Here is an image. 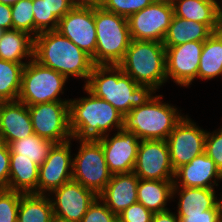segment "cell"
I'll list each match as a JSON object with an SVG mask.
<instances>
[{"label":"cell","instance_id":"6da1fadb","mask_svg":"<svg viewBox=\"0 0 222 222\" xmlns=\"http://www.w3.org/2000/svg\"><path fill=\"white\" fill-rule=\"evenodd\" d=\"M84 87L109 102L123 116L156 93L151 86L136 83L119 65H95Z\"/></svg>","mask_w":222,"mask_h":222},{"label":"cell","instance_id":"7a4b0ae2","mask_svg":"<svg viewBox=\"0 0 222 222\" xmlns=\"http://www.w3.org/2000/svg\"><path fill=\"white\" fill-rule=\"evenodd\" d=\"M33 59L67 79H87L95 66L92 57L57 30L39 33L34 38Z\"/></svg>","mask_w":222,"mask_h":222},{"label":"cell","instance_id":"3957f363","mask_svg":"<svg viewBox=\"0 0 222 222\" xmlns=\"http://www.w3.org/2000/svg\"><path fill=\"white\" fill-rule=\"evenodd\" d=\"M83 88L88 96L69 99V129L72 139L98 140L110 134L112 129L121 130L123 115L109 102Z\"/></svg>","mask_w":222,"mask_h":222},{"label":"cell","instance_id":"277c9868","mask_svg":"<svg viewBox=\"0 0 222 222\" xmlns=\"http://www.w3.org/2000/svg\"><path fill=\"white\" fill-rule=\"evenodd\" d=\"M162 95H154L142 106L134 107L123 116L122 129L140 140H166L184 117L173 105L162 103Z\"/></svg>","mask_w":222,"mask_h":222},{"label":"cell","instance_id":"5b68a950","mask_svg":"<svg viewBox=\"0 0 222 222\" xmlns=\"http://www.w3.org/2000/svg\"><path fill=\"white\" fill-rule=\"evenodd\" d=\"M119 66L136 83L156 91L167 82L166 49L162 42L132 39Z\"/></svg>","mask_w":222,"mask_h":222},{"label":"cell","instance_id":"8992f818","mask_svg":"<svg viewBox=\"0 0 222 222\" xmlns=\"http://www.w3.org/2000/svg\"><path fill=\"white\" fill-rule=\"evenodd\" d=\"M96 50L95 65H119L131 42L126 17L104 10L94 1Z\"/></svg>","mask_w":222,"mask_h":222},{"label":"cell","instance_id":"52a82bcc","mask_svg":"<svg viewBox=\"0 0 222 222\" xmlns=\"http://www.w3.org/2000/svg\"><path fill=\"white\" fill-rule=\"evenodd\" d=\"M67 78L57 71L30 60L24 67L18 100L27 106L53 101H69L58 97L64 92Z\"/></svg>","mask_w":222,"mask_h":222},{"label":"cell","instance_id":"ba28073f","mask_svg":"<svg viewBox=\"0 0 222 222\" xmlns=\"http://www.w3.org/2000/svg\"><path fill=\"white\" fill-rule=\"evenodd\" d=\"M72 162V180L99 195L112 177L101 144L97 140H80Z\"/></svg>","mask_w":222,"mask_h":222},{"label":"cell","instance_id":"9c48e42d","mask_svg":"<svg viewBox=\"0 0 222 222\" xmlns=\"http://www.w3.org/2000/svg\"><path fill=\"white\" fill-rule=\"evenodd\" d=\"M173 16L171 0H155L127 18L131 39L163 42Z\"/></svg>","mask_w":222,"mask_h":222},{"label":"cell","instance_id":"30bf717a","mask_svg":"<svg viewBox=\"0 0 222 222\" xmlns=\"http://www.w3.org/2000/svg\"><path fill=\"white\" fill-rule=\"evenodd\" d=\"M36 135L63 143L72 140L69 129V101H53L28 106Z\"/></svg>","mask_w":222,"mask_h":222},{"label":"cell","instance_id":"8fae6325","mask_svg":"<svg viewBox=\"0 0 222 222\" xmlns=\"http://www.w3.org/2000/svg\"><path fill=\"white\" fill-rule=\"evenodd\" d=\"M57 31L93 57L96 50L94 1H79L59 20Z\"/></svg>","mask_w":222,"mask_h":222},{"label":"cell","instance_id":"7c38bea8","mask_svg":"<svg viewBox=\"0 0 222 222\" xmlns=\"http://www.w3.org/2000/svg\"><path fill=\"white\" fill-rule=\"evenodd\" d=\"M206 133L188 115L177 123L166 139L174 171L205 152Z\"/></svg>","mask_w":222,"mask_h":222},{"label":"cell","instance_id":"4fadbf2b","mask_svg":"<svg viewBox=\"0 0 222 222\" xmlns=\"http://www.w3.org/2000/svg\"><path fill=\"white\" fill-rule=\"evenodd\" d=\"M133 173L139 179L174 180L166 140H141Z\"/></svg>","mask_w":222,"mask_h":222},{"label":"cell","instance_id":"5bb4252c","mask_svg":"<svg viewBox=\"0 0 222 222\" xmlns=\"http://www.w3.org/2000/svg\"><path fill=\"white\" fill-rule=\"evenodd\" d=\"M48 195H54L50 198L54 218L69 222H81L87 209L98 197L94 191L74 180L64 183Z\"/></svg>","mask_w":222,"mask_h":222},{"label":"cell","instance_id":"9a60e30c","mask_svg":"<svg viewBox=\"0 0 222 222\" xmlns=\"http://www.w3.org/2000/svg\"><path fill=\"white\" fill-rule=\"evenodd\" d=\"M71 140L55 143L45 161L39 166L38 194H50L72 180Z\"/></svg>","mask_w":222,"mask_h":222},{"label":"cell","instance_id":"2e32d148","mask_svg":"<svg viewBox=\"0 0 222 222\" xmlns=\"http://www.w3.org/2000/svg\"><path fill=\"white\" fill-rule=\"evenodd\" d=\"M166 76L179 86L188 87L197 78L203 42H187L165 46Z\"/></svg>","mask_w":222,"mask_h":222},{"label":"cell","instance_id":"e0dca14e","mask_svg":"<svg viewBox=\"0 0 222 222\" xmlns=\"http://www.w3.org/2000/svg\"><path fill=\"white\" fill-rule=\"evenodd\" d=\"M97 141L101 144L107 166L112 174L131 173L134 170L140 139L132 132L118 130Z\"/></svg>","mask_w":222,"mask_h":222},{"label":"cell","instance_id":"ac0fdd59","mask_svg":"<svg viewBox=\"0 0 222 222\" xmlns=\"http://www.w3.org/2000/svg\"><path fill=\"white\" fill-rule=\"evenodd\" d=\"M221 177L215 162L204 152L175 170L173 187L214 189Z\"/></svg>","mask_w":222,"mask_h":222},{"label":"cell","instance_id":"d6986e66","mask_svg":"<svg viewBox=\"0 0 222 222\" xmlns=\"http://www.w3.org/2000/svg\"><path fill=\"white\" fill-rule=\"evenodd\" d=\"M139 178L133 173L113 174L98 197L108 209L119 215L132 204L137 203Z\"/></svg>","mask_w":222,"mask_h":222},{"label":"cell","instance_id":"ffe728a7","mask_svg":"<svg viewBox=\"0 0 222 222\" xmlns=\"http://www.w3.org/2000/svg\"><path fill=\"white\" fill-rule=\"evenodd\" d=\"M32 134L28 106L19 100L6 101L0 114V140L8 145Z\"/></svg>","mask_w":222,"mask_h":222},{"label":"cell","instance_id":"44dd1931","mask_svg":"<svg viewBox=\"0 0 222 222\" xmlns=\"http://www.w3.org/2000/svg\"><path fill=\"white\" fill-rule=\"evenodd\" d=\"M216 191L210 188L173 187L172 197L179 196L177 216L203 214L217 206Z\"/></svg>","mask_w":222,"mask_h":222},{"label":"cell","instance_id":"7402d4cb","mask_svg":"<svg viewBox=\"0 0 222 222\" xmlns=\"http://www.w3.org/2000/svg\"><path fill=\"white\" fill-rule=\"evenodd\" d=\"M39 165L32 159L17 158L10 153V173L8 189L23 194H38Z\"/></svg>","mask_w":222,"mask_h":222},{"label":"cell","instance_id":"603a6c76","mask_svg":"<svg viewBox=\"0 0 222 222\" xmlns=\"http://www.w3.org/2000/svg\"><path fill=\"white\" fill-rule=\"evenodd\" d=\"M173 180L140 179L137 186V201L152 213L169 210L167 202L172 200Z\"/></svg>","mask_w":222,"mask_h":222},{"label":"cell","instance_id":"cb8c5ba5","mask_svg":"<svg viewBox=\"0 0 222 222\" xmlns=\"http://www.w3.org/2000/svg\"><path fill=\"white\" fill-rule=\"evenodd\" d=\"M174 16L206 24L217 32V0H171Z\"/></svg>","mask_w":222,"mask_h":222},{"label":"cell","instance_id":"d4e9b609","mask_svg":"<svg viewBox=\"0 0 222 222\" xmlns=\"http://www.w3.org/2000/svg\"><path fill=\"white\" fill-rule=\"evenodd\" d=\"M212 33L206 24L173 16L162 43L176 46L192 41L204 42Z\"/></svg>","mask_w":222,"mask_h":222},{"label":"cell","instance_id":"484cf974","mask_svg":"<svg viewBox=\"0 0 222 222\" xmlns=\"http://www.w3.org/2000/svg\"><path fill=\"white\" fill-rule=\"evenodd\" d=\"M34 38L23 31L15 29L5 30L0 38V59L14 63L23 62V59H33ZM30 57V59H29Z\"/></svg>","mask_w":222,"mask_h":222},{"label":"cell","instance_id":"4316f807","mask_svg":"<svg viewBox=\"0 0 222 222\" xmlns=\"http://www.w3.org/2000/svg\"><path fill=\"white\" fill-rule=\"evenodd\" d=\"M48 194H22L17 222H53L54 213Z\"/></svg>","mask_w":222,"mask_h":222},{"label":"cell","instance_id":"83f0119b","mask_svg":"<svg viewBox=\"0 0 222 222\" xmlns=\"http://www.w3.org/2000/svg\"><path fill=\"white\" fill-rule=\"evenodd\" d=\"M222 75V33L213 32L204 42L197 78L210 80Z\"/></svg>","mask_w":222,"mask_h":222},{"label":"cell","instance_id":"f1b7e54d","mask_svg":"<svg viewBox=\"0 0 222 222\" xmlns=\"http://www.w3.org/2000/svg\"><path fill=\"white\" fill-rule=\"evenodd\" d=\"M55 143L35 133L8 144L10 153L17 154V158L32 159L37 165H41L47 158L50 149Z\"/></svg>","mask_w":222,"mask_h":222},{"label":"cell","instance_id":"f546056e","mask_svg":"<svg viewBox=\"0 0 222 222\" xmlns=\"http://www.w3.org/2000/svg\"><path fill=\"white\" fill-rule=\"evenodd\" d=\"M27 63L0 59V97L6 101L18 100L22 74Z\"/></svg>","mask_w":222,"mask_h":222},{"label":"cell","instance_id":"4dcf8cb0","mask_svg":"<svg viewBox=\"0 0 222 222\" xmlns=\"http://www.w3.org/2000/svg\"><path fill=\"white\" fill-rule=\"evenodd\" d=\"M13 29L30 34L34 38L33 0H19L11 5Z\"/></svg>","mask_w":222,"mask_h":222},{"label":"cell","instance_id":"1f68e13d","mask_svg":"<svg viewBox=\"0 0 222 222\" xmlns=\"http://www.w3.org/2000/svg\"><path fill=\"white\" fill-rule=\"evenodd\" d=\"M34 38L42 32L57 30L59 20L50 12L49 0H33Z\"/></svg>","mask_w":222,"mask_h":222},{"label":"cell","instance_id":"d6a6232c","mask_svg":"<svg viewBox=\"0 0 222 222\" xmlns=\"http://www.w3.org/2000/svg\"><path fill=\"white\" fill-rule=\"evenodd\" d=\"M155 0H96L97 4L108 12L128 18L142 10Z\"/></svg>","mask_w":222,"mask_h":222},{"label":"cell","instance_id":"836d02e7","mask_svg":"<svg viewBox=\"0 0 222 222\" xmlns=\"http://www.w3.org/2000/svg\"><path fill=\"white\" fill-rule=\"evenodd\" d=\"M22 194L9 189H0V222H17Z\"/></svg>","mask_w":222,"mask_h":222},{"label":"cell","instance_id":"e575fe53","mask_svg":"<svg viewBox=\"0 0 222 222\" xmlns=\"http://www.w3.org/2000/svg\"><path fill=\"white\" fill-rule=\"evenodd\" d=\"M81 222H118V215L111 212L105 203L97 197L87 209Z\"/></svg>","mask_w":222,"mask_h":222},{"label":"cell","instance_id":"d590c367","mask_svg":"<svg viewBox=\"0 0 222 222\" xmlns=\"http://www.w3.org/2000/svg\"><path fill=\"white\" fill-rule=\"evenodd\" d=\"M205 153L222 173V127L212 133H206Z\"/></svg>","mask_w":222,"mask_h":222},{"label":"cell","instance_id":"8d00e7d4","mask_svg":"<svg viewBox=\"0 0 222 222\" xmlns=\"http://www.w3.org/2000/svg\"><path fill=\"white\" fill-rule=\"evenodd\" d=\"M152 216L151 211L137 202L118 215V222H151Z\"/></svg>","mask_w":222,"mask_h":222},{"label":"cell","instance_id":"74e56055","mask_svg":"<svg viewBox=\"0 0 222 222\" xmlns=\"http://www.w3.org/2000/svg\"><path fill=\"white\" fill-rule=\"evenodd\" d=\"M10 173V149L0 140V189H8Z\"/></svg>","mask_w":222,"mask_h":222},{"label":"cell","instance_id":"f35d334b","mask_svg":"<svg viewBox=\"0 0 222 222\" xmlns=\"http://www.w3.org/2000/svg\"><path fill=\"white\" fill-rule=\"evenodd\" d=\"M180 222H222V214L216 206L203 212V214H188V216H177Z\"/></svg>","mask_w":222,"mask_h":222},{"label":"cell","instance_id":"ab89813d","mask_svg":"<svg viewBox=\"0 0 222 222\" xmlns=\"http://www.w3.org/2000/svg\"><path fill=\"white\" fill-rule=\"evenodd\" d=\"M80 0H49L50 12L60 20L68 13Z\"/></svg>","mask_w":222,"mask_h":222},{"label":"cell","instance_id":"60d3db41","mask_svg":"<svg viewBox=\"0 0 222 222\" xmlns=\"http://www.w3.org/2000/svg\"><path fill=\"white\" fill-rule=\"evenodd\" d=\"M0 28L3 30L13 29L11 6L0 2Z\"/></svg>","mask_w":222,"mask_h":222},{"label":"cell","instance_id":"b9f144b4","mask_svg":"<svg viewBox=\"0 0 222 222\" xmlns=\"http://www.w3.org/2000/svg\"><path fill=\"white\" fill-rule=\"evenodd\" d=\"M151 222H180L177 215L170 210L153 213Z\"/></svg>","mask_w":222,"mask_h":222},{"label":"cell","instance_id":"7bdbcfd3","mask_svg":"<svg viewBox=\"0 0 222 222\" xmlns=\"http://www.w3.org/2000/svg\"><path fill=\"white\" fill-rule=\"evenodd\" d=\"M222 2V0H221ZM218 3L217 8V32L222 33V6Z\"/></svg>","mask_w":222,"mask_h":222},{"label":"cell","instance_id":"ee69618b","mask_svg":"<svg viewBox=\"0 0 222 222\" xmlns=\"http://www.w3.org/2000/svg\"><path fill=\"white\" fill-rule=\"evenodd\" d=\"M19 0H0L1 3L7 4V5H13L14 3H17Z\"/></svg>","mask_w":222,"mask_h":222},{"label":"cell","instance_id":"f6af8a7d","mask_svg":"<svg viewBox=\"0 0 222 222\" xmlns=\"http://www.w3.org/2000/svg\"><path fill=\"white\" fill-rule=\"evenodd\" d=\"M220 181H222V177H221ZM221 196H222V194H221ZM217 207L220 210V213L222 214V197L220 199L217 198Z\"/></svg>","mask_w":222,"mask_h":222},{"label":"cell","instance_id":"bcb514c9","mask_svg":"<svg viewBox=\"0 0 222 222\" xmlns=\"http://www.w3.org/2000/svg\"><path fill=\"white\" fill-rule=\"evenodd\" d=\"M5 103H6V100H5V99H2V98L0 97V114H1L2 108H3V106H4Z\"/></svg>","mask_w":222,"mask_h":222},{"label":"cell","instance_id":"7dc6e473","mask_svg":"<svg viewBox=\"0 0 222 222\" xmlns=\"http://www.w3.org/2000/svg\"><path fill=\"white\" fill-rule=\"evenodd\" d=\"M53 222H69V221H64V220H61V219H58V218H54Z\"/></svg>","mask_w":222,"mask_h":222},{"label":"cell","instance_id":"c3c4849f","mask_svg":"<svg viewBox=\"0 0 222 222\" xmlns=\"http://www.w3.org/2000/svg\"><path fill=\"white\" fill-rule=\"evenodd\" d=\"M5 30H3L2 28H0V38L2 36V34L4 33Z\"/></svg>","mask_w":222,"mask_h":222},{"label":"cell","instance_id":"681fc988","mask_svg":"<svg viewBox=\"0 0 222 222\" xmlns=\"http://www.w3.org/2000/svg\"><path fill=\"white\" fill-rule=\"evenodd\" d=\"M80 1H96V0H80Z\"/></svg>","mask_w":222,"mask_h":222}]
</instances>
